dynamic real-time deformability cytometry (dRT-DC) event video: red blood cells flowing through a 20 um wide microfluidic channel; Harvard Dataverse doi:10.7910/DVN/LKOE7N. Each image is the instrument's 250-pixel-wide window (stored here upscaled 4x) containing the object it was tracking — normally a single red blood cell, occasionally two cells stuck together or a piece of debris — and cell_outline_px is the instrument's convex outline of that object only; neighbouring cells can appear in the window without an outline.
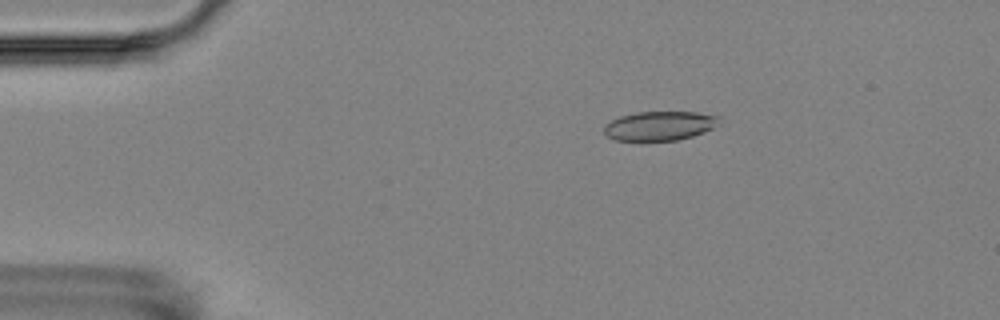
{"species": "Egyptian fruit bat (a non-hibernating species)", "species_latin": "Rousettus aegyptiacus", "temperature_condition": "room temperature", "stored_images_in_passage": 4, "camera_frame_rate_fps": 3000, "um_per_image_px": 0.085, "animal": {"sex": "female"}, "frame": {"image": 1, "passage_image": 2, "time_ms": 2.333, "image_size_px": [1000, 320], "cell_outline_px": [[720, 116], [712, 128], [704, 132], [692, 136], [676, 140], [640, 144], [616, 140], [608, 136], [604, 132], [604, 124], [620, 116], [636, 112], [696, 112]], "centroid_in_image_um": [55.98, 10.74], "position_along_channel_um": 29.0, "area_um2": 20.17}}